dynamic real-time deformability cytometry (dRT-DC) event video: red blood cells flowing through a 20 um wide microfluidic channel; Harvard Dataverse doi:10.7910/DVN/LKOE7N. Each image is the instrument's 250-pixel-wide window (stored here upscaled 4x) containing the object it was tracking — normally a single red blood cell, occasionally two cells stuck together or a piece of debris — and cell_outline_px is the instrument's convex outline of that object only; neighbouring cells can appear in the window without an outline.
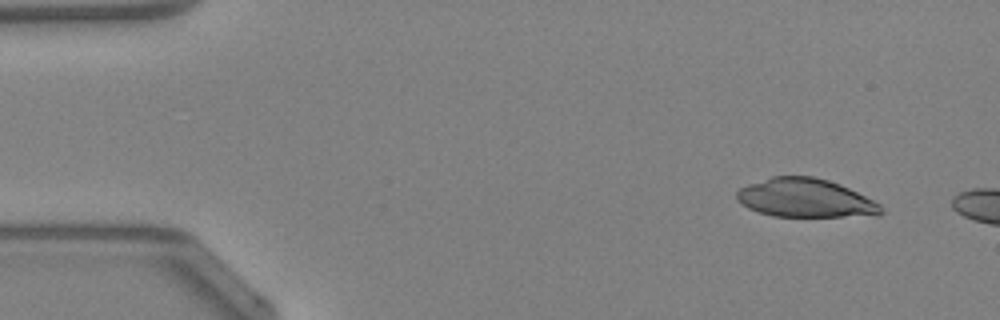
{"species": "Egyptian fruit bat (a non-hibernating species)", "species_latin": "Rousettus aegyptiacus", "temperature_condition": "warm", "stored_images_in_passage": 6, "camera_frame_rate_fps": 3000, "um_per_image_px": 0.085, "animal": {"sex": "female"}, "frame": {"image": 1, "passage_image": 2, "time_ms": 0.333, "image_size_px": [1000, 320], "cell_outline_px": [[884, 212], [880, 216], [772, 216], [748, 208], [736, 200], [736, 192], [740, 188], [748, 184], [772, 176], [812, 176], [828, 180], [840, 184], [880, 204], [884, 208]], "centroid_in_image_um": [68.46, 16.84], "position_along_channel_um": 16.5, "area_um2": 32.48}}